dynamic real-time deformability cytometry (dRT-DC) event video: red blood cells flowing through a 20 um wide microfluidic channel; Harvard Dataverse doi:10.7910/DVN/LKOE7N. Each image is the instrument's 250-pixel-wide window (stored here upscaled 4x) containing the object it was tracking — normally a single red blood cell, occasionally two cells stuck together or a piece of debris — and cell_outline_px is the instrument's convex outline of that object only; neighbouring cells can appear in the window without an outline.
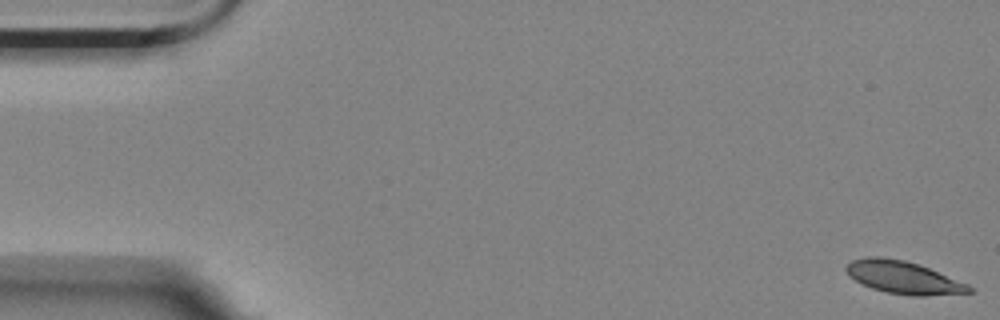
{"species": "Egyptian fruit bat (a non-hibernating species)", "species_latin": "Rousettus aegyptiacus", "temperature_condition": "room temperature", "stored_images_in_passage": 58, "camera_frame_rate_fps": 3000, "um_per_image_px": 0.085, "animal": {"sex": "female"}, "frame": {"image": 1, "passage_image": 1, "time_ms": 0.0, "image_size_px": [1000, 320], "cell_outline_px": [[972, 292], [924, 296], [912, 296], [884, 292], [872, 288], [856, 280], [844, 268], [852, 260], [868, 256], [880, 256], [904, 260], [920, 264], [968, 284], [972, 288]], "centroid_in_image_um": [76.8, 23.58], "position_along_channel_um": 8.2, "area_um2": 23.24}}
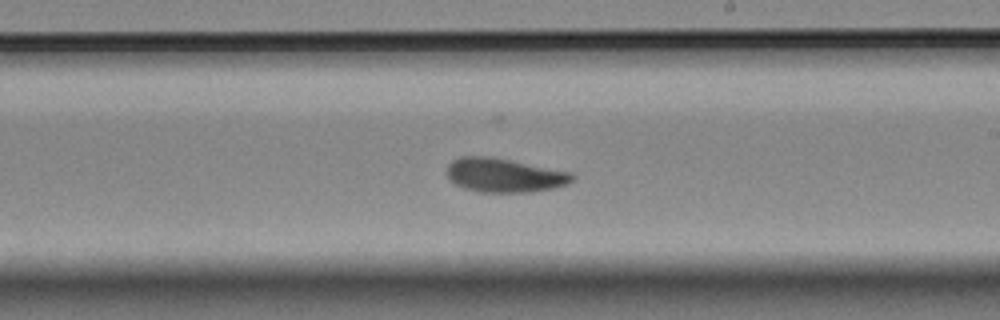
{"frame": {"image": 2, "passage_image": 33, "time_ms": 10.667, "image_size_px": [1000, 320], "cell_outline_px": [[576, 176], [568, 184], [552, 188], [532, 192], [480, 192], [464, 188], [448, 180], [448, 164], [452, 160], [460, 156], [492, 156], [572, 172]], "centroid_in_image_um": [42.87, 14.88], "position_along_channel_um": 246.1, "area_um2": 25.03}}
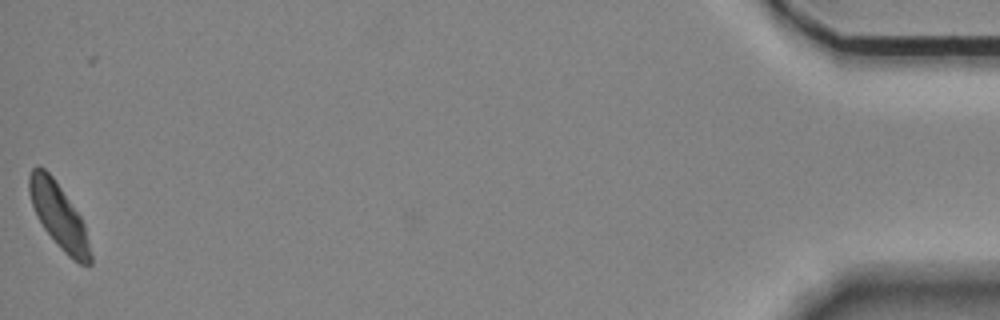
{"frame": {"image": 3, "passage_image": 57, "time_ms": 18.667, "image_size_px": [1000, 320], "cell_outline_px": [[92, 264], [80, 264], [72, 260], [60, 248], [44, 228], [32, 204], [28, 192], [28, 176], [32, 168], [36, 164], [44, 168], [52, 176], [80, 216], [84, 224], [92, 256]], "centroid_in_image_um": [4.99, 18.34], "position_along_channel_um": 430.2, "area_um2": 22.83}, "authors_computed_cell_mechanics": {"area_um2": 24.2182, "velocity_mm_per_s": 3.4821, "shape_relaxation_time_tau1_ms": 4.8701, "shape_relaxation_time_tau2_ms": 4.9647, "deformation_change_tau1": 0.1458, "deformation_change_tau2": 0.0743}}